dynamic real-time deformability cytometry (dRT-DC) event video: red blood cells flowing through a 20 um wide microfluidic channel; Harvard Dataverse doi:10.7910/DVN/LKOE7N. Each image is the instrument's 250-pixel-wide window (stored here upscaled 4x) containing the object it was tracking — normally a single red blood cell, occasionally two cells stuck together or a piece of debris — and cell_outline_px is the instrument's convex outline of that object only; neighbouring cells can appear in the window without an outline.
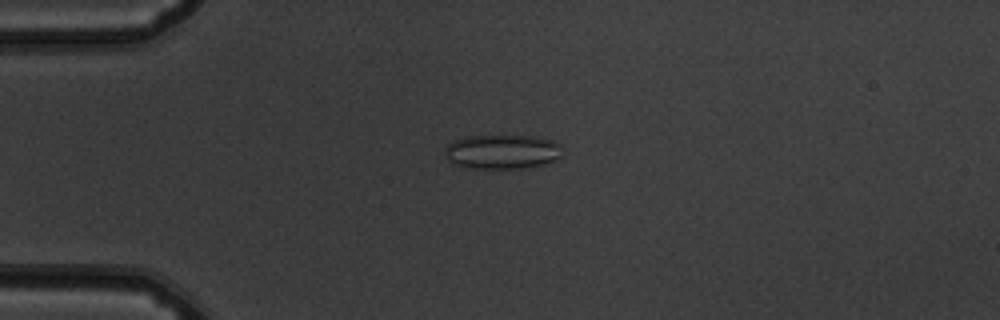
{"species": "common noctule bat (a hibernating species)", "species_latin": "Nyctalus noctula", "temperature_condition": "warm", "stored_images_in_passage": 41, "camera_frame_rate_fps": 3000, "um_per_image_px": 0.085, "animal": {"sex": "male", "body_mass_g": 19.5, "forearm_length_mm": 54.6}, "frame": {"image": 1, "passage_image": 2, "time_ms": 0.333, "image_size_px": [1000, 320], "cell_outline_px": [[560, 156], [544, 164], [524, 168], [472, 168], [452, 164], [444, 156], [444, 148], [448, 144], [464, 136], [536, 136], [552, 140], [556, 144]], "centroid_in_image_um": [42.58, 12.9], "position_along_channel_um": 42.4, "area_um2": 23.29}}
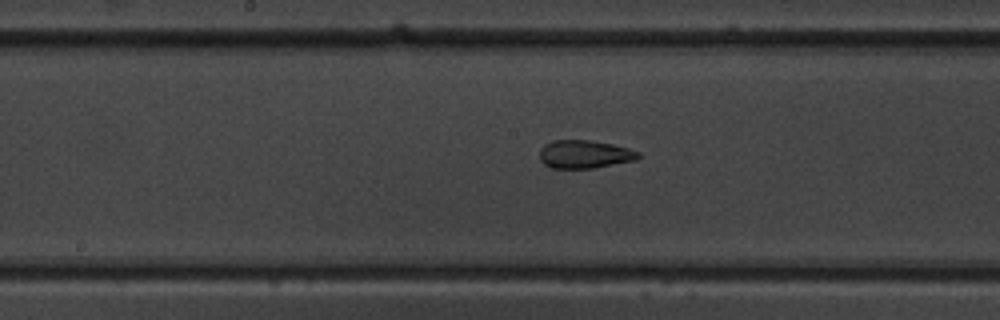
{"frame": {"image": 2, "passage_image": 16, "time_ms": 5.0, "image_size_px": [1000, 320], "cell_outline_px": [[640, 156], [636, 160], [592, 168], [548, 168], [540, 160], [540, 148], [544, 144], [552, 140], [588, 140], [612, 144], [628, 148], [640, 152]], "centroid_in_image_um": [49.66, 13.11], "position_along_channel_um": 198.5, "area_um2": 16.24}}
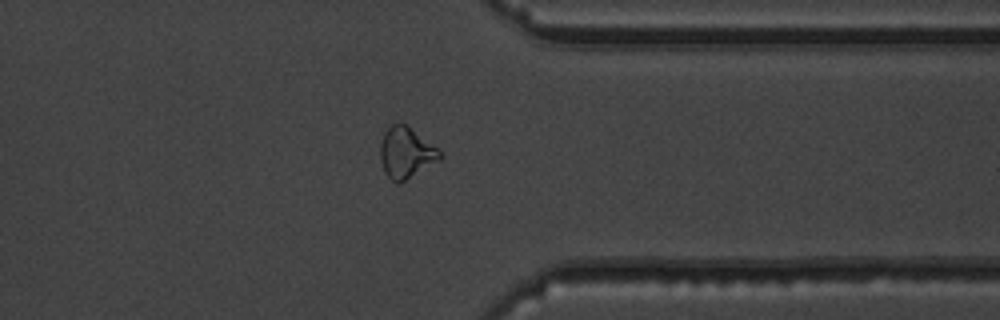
{"frame": {"image": 3, "passage_image": 30, "time_ms": 9.667, "image_size_px": [1000, 320], "cell_outline_px": [[444, 156], [440, 160], [400, 184], [396, 184], [384, 172], [380, 160], [380, 144], [384, 132], [392, 124], [404, 124], [436, 148]], "centroid_in_image_um": [34.49, 13.04], "position_along_channel_um": 376.9, "area_um2": 17.46}, "authors_computed_cell_mechanics": {"area_um2": 16.762, "velocity_mm_per_s": 3.9119, "shape_relaxation_time_tau1_ms": 7.2713, "shape_relaxation_time_tau2_ms": 1.6018, "deformation_change_tau1": 0.1745, "deformation_change_tau2": 0.1081}}